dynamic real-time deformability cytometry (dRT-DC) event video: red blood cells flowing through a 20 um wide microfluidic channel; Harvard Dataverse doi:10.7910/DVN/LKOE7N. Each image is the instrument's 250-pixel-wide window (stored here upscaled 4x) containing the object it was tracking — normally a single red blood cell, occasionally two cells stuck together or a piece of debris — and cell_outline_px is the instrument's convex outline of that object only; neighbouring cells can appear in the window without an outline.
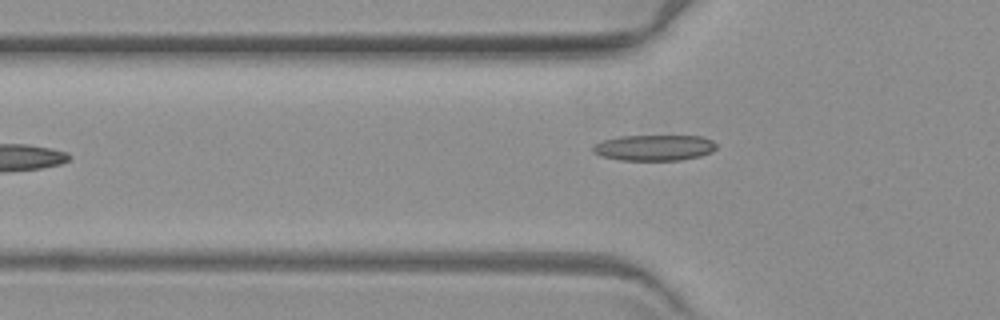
{"species": "common noctule bat (a hibernating species)", "species_latin": "Nyctalus noctula", "temperature_condition": "warm", "stored_images_in_passage": 6, "camera_frame_rate_fps": 3000, "um_per_image_px": 0.085, "animal": {"sex": "female", "body_mass_g": 19.3, "forearm_length_mm": 54.1}, "frame": {"image": 1, "passage_image": 6, "time_ms": 6.0, "image_size_px": [1000, 320], "cell_outline_px": [[716, 148], [712, 152], [700, 156], [680, 160], [620, 160], [600, 156], [592, 152], [592, 148], [600, 140], [620, 136], [700, 136], [712, 140], [716, 144]], "centroid_in_image_um": [55.58, 12.55], "position_along_channel_um": 70.2, "area_um2": 18.67}}